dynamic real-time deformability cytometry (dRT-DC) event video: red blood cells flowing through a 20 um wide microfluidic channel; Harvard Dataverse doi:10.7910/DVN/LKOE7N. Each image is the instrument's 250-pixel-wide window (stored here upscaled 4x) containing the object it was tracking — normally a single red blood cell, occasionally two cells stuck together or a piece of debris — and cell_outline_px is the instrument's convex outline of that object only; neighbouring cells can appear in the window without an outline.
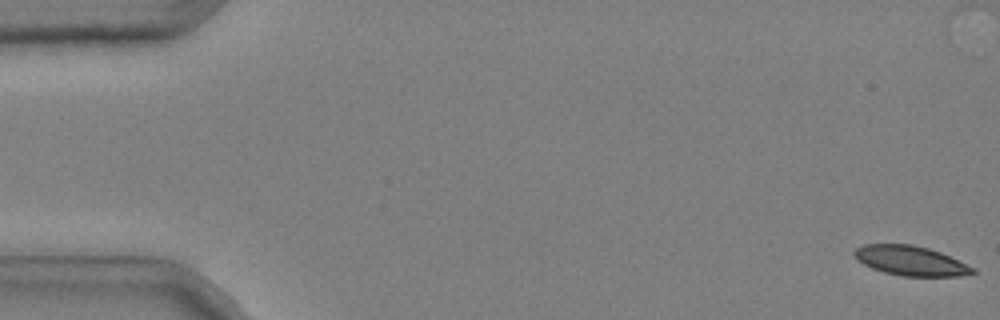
{"species": "common noctule bat (a hibernating species)", "species_latin": "Nyctalus noctula", "temperature_condition": "cold", "stored_images_in_passage": 45, "camera_frame_rate_fps": 3000, "um_per_image_px": 0.085, "animal": {"sex": "male", "body_mass_g": 20.4}, "frame": {"image": 1, "passage_image": 1, "time_ms": 0.0, "image_size_px": [1000, 320], "cell_outline_px": [[976, 272], [960, 276], [900, 276], [884, 272], [872, 268], [856, 260], [852, 252], [856, 248], [864, 244], [912, 244], [928, 248], [940, 252], [976, 268]], "centroid_in_image_um": [77.38, 22.16], "position_along_channel_um": 7.6, "area_um2": 20.52}}
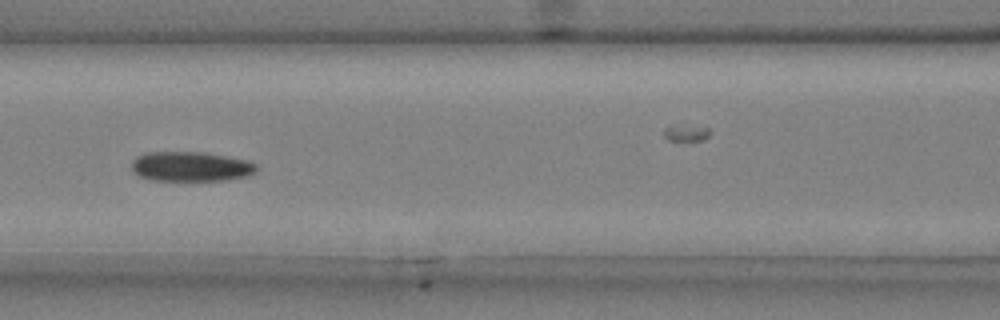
{"frame": {"image": 2, "passage_image": 24, "time_ms": 7.667, "image_size_px": [1000, 320], "cell_outline_px": [[260, 168], [256, 172], [248, 176], [224, 180], [152, 180], [140, 176], [132, 172], [132, 160], [136, 156], [148, 152], [204, 152], [248, 160], [256, 164]], "centroid_in_image_um": [16.24, 14.15], "position_along_channel_um": 150.4, "area_um2": 21.79}}
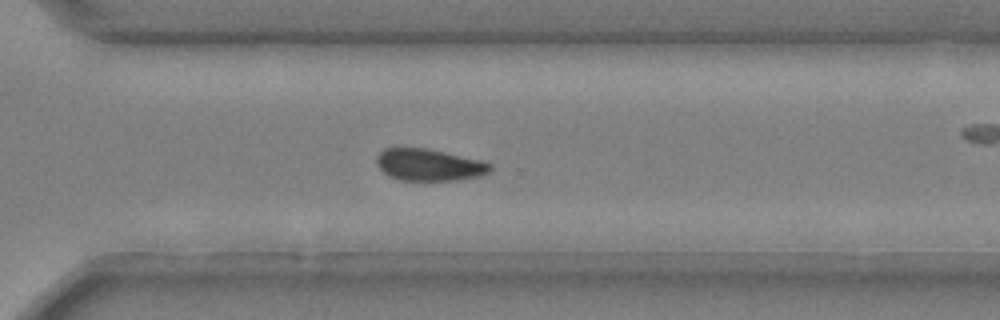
{"frame": {"image": 3, "passage_image": 39, "time_ms": 12.667, "image_size_px": [1000, 320], "cell_outline_px": [[492, 172], [480, 176], [456, 180], [400, 180], [388, 176], [376, 164], [376, 156], [384, 148], [424, 148], [484, 160], [492, 164]], "centroid_in_image_um": [36.51, 14.01], "position_along_channel_um": 334.1, "area_um2": 21.27}}